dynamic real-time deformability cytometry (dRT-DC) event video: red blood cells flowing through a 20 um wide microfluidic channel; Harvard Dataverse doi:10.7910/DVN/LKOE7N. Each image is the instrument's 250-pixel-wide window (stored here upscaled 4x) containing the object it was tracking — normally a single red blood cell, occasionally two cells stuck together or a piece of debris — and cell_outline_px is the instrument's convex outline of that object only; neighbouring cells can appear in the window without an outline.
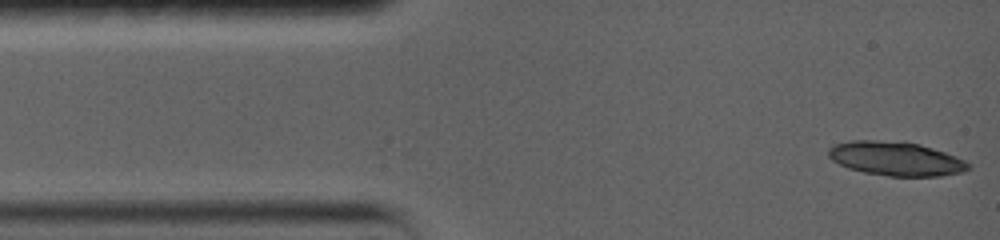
{"species": "common noctule bat (a hibernating species)", "species_latin": "Nyctalus noctula", "temperature_condition": "warm", "stored_images_in_passage": 4, "camera_frame_rate_fps": 5000, "um_per_image_px": 0.085, "animal": {"sex": "female", "body_mass_g": 19.0, "forearm_length_mm": 56.7}, "frame": {"image": 1, "passage_image": 1, "time_ms": 0.0, "image_size_px": [1000, 240], "cell_outline_px": [[972, 168], [964, 172], [940, 176], [888, 176], [864, 172], [848, 168], [832, 160], [828, 156], [828, 148], [832, 144], [852, 140], [904, 140], [920, 144], [956, 156], [964, 160]], "centroid_in_image_um": [76.14, 13.47], "position_along_channel_um": 8.9, "area_um2": 28.09}}